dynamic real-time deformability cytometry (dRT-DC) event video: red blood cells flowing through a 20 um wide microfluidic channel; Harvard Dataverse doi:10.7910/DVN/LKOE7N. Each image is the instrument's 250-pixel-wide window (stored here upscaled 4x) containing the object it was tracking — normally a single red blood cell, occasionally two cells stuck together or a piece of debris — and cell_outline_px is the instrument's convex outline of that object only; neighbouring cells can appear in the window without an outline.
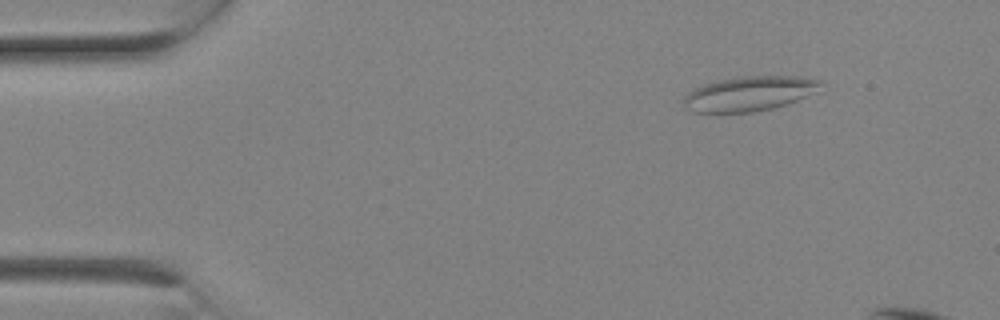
{"species": "Egyptian fruit bat (a non-hibernating species)", "species_latin": "Rousettus aegyptiacus", "temperature_condition": "room temperature", "stored_images_in_passage": 3, "camera_frame_rate_fps": 3000, "um_per_image_px": 0.085, "animal": {"sex": "female"}, "frame": {"image": 1, "passage_image": 1, "time_ms": 0.0, "image_size_px": [1000, 320], "cell_outline_px": [[824, 80], [816, 92], [796, 100], [772, 108], [752, 112], [692, 112], [684, 108], [684, 96], [688, 92], [704, 84], [720, 80], [744, 76], [800, 76]], "centroid_in_image_um": [63.7, 7.95], "position_along_channel_um": 21.3, "area_um2": 27.51}}